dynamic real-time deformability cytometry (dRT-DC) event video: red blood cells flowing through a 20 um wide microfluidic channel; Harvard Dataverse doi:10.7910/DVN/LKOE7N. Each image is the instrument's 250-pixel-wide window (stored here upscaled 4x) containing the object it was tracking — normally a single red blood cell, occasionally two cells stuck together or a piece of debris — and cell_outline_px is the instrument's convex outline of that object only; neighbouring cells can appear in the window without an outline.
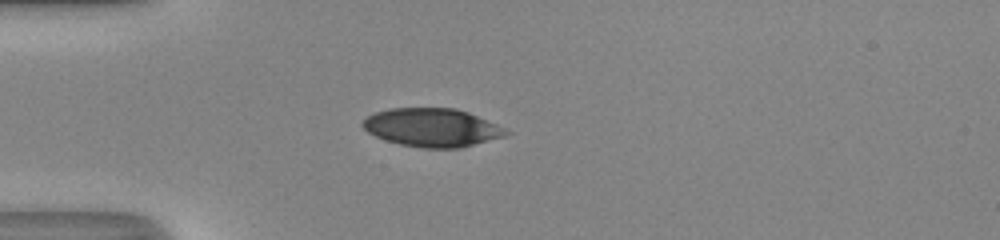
{"species": "human", "species_latin": "Homo sapiens", "temperature_condition": "room temperature", "stored_images_in_passage": 36, "camera_frame_rate_fps": 3000, "um_per_image_px": 0.085, "donor": {"sex": "male"}, "frame": {"image": 1, "passage_image": 1, "time_ms": 0.0, "image_size_px": [1000, 240], "cell_outline_px": [[512, 132], [504, 136], [460, 148], [420, 148], [400, 144], [384, 140], [368, 132], [360, 124], [368, 116], [376, 112], [392, 108], [456, 108], [468, 112], [496, 124]], "centroid_in_image_um": [36.72, 10.84], "position_along_channel_um": 48.3, "area_um2": 31.91}}
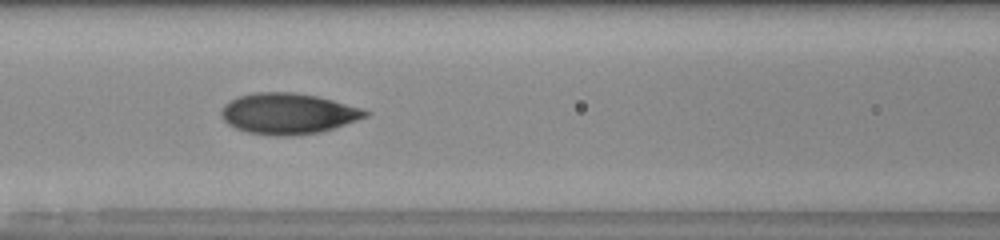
{"frame": {"image": 2, "passage_image": 9, "time_ms": 2.667, "image_size_px": [1000, 240], "cell_outline_px": [[372, 112], [368, 116], [320, 132], [292, 136], [276, 136], [248, 132], [236, 128], [228, 124], [224, 120], [220, 112], [224, 104], [240, 96], [252, 92], [292, 92], [316, 96], [364, 108]], "centroid_in_image_um": [24.5, 9.65], "position_along_channel_um": 142.1, "area_um2": 34.22}}
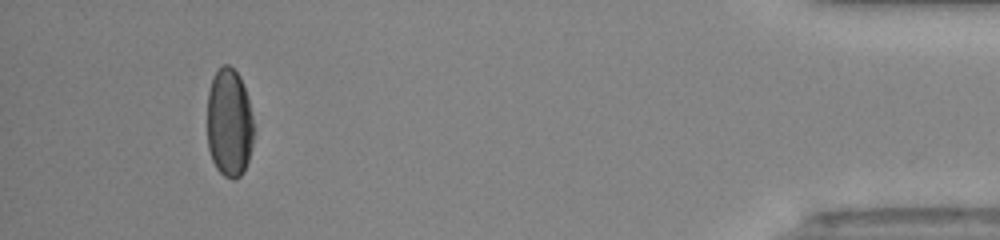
{"frame": {"image": 3, "passage_image": 33, "time_ms": 10.667, "image_size_px": [1000, 240], "cell_outline_px": [[252, 148], [244, 172], [236, 180], [232, 180], [224, 176], [216, 168], [212, 160], [208, 148], [208, 92], [212, 80], [216, 72], [224, 64], [228, 64], [240, 76], [248, 100], [252, 116]], "centroid_in_image_um": [19.48, 10.49], "position_along_channel_um": 415.7, "area_um2": 29.3}, "authors_computed_cell_mechanics": {"area_um2": 33.3795, "velocity_mm_per_s": 4.2301, "shape_relaxation_time_tau1_ms": 4.1563, "shape_relaxation_time_tau2_ms": 1.1051, "deformation_change_tau1": 0.1618, "deformation_change_tau2": 0.0468}}